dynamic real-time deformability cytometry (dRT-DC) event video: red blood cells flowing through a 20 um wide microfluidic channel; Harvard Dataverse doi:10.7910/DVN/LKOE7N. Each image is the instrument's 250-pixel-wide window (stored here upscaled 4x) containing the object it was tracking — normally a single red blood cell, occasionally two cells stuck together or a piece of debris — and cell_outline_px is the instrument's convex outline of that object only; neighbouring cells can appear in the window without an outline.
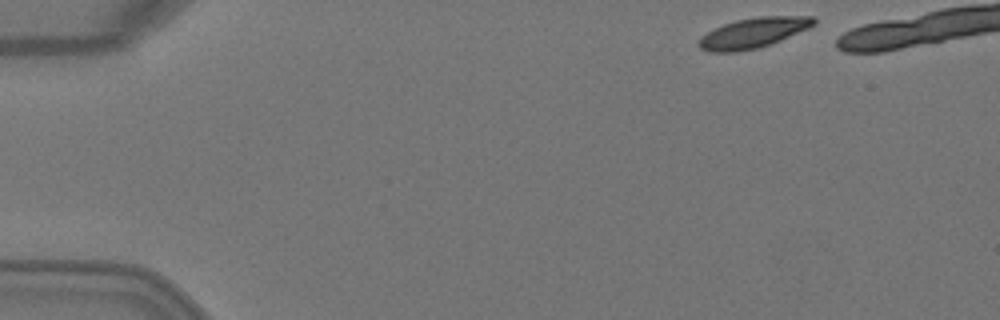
{"species": "Egyptian fruit bat (a non-hibernating species)", "species_latin": "Rousettus aegyptiacus", "temperature_condition": "warm", "stored_images_in_passage": 4, "camera_frame_rate_fps": 3000, "um_per_image_px": 0.085, "animal": {"sex": "female"}, "frame": {"image": 1, "passage_image": 1, "time_ms": 0.0, "image_size_px": [1000, 320], "cell_outline_px": [[816, 24], [808, 28], [760, 48], [736, 52], [708, 52], [700, 48], [696, 44], [700, 36], [724, 24], [736, 20], [756, 16], [816, 16]], "centroid_in_image_um": [64.0, 2.79], "position_along_channel_um": 21.0, "area_um2": 20.29}}